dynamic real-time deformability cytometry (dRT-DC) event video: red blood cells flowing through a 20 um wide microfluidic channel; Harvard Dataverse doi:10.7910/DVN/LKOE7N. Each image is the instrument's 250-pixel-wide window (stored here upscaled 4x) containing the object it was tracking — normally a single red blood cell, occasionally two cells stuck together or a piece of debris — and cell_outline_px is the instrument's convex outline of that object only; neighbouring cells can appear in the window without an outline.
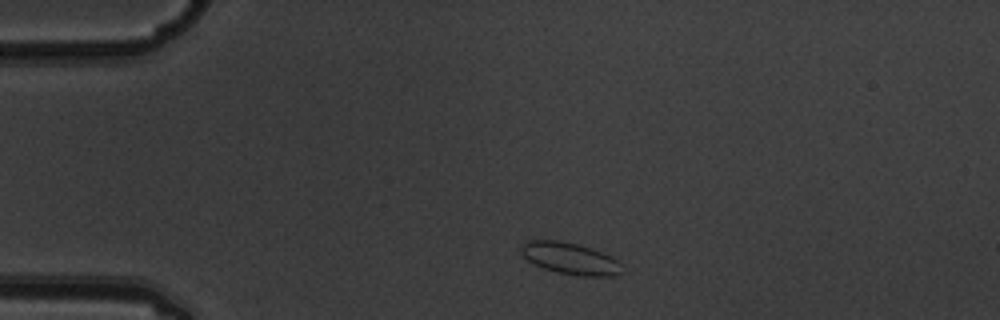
{"species": "common noctule bat (a hibernating species)", "species_latin": "Nyctalus noctula", "temperature_condition": "warm", "stored_images_in_passage": 2, "camera_frame_rate_fps": 3000, "um_per_image_px": 0.085, "animal": {"sex": "male", "body_mass_g": 19.5, "forearm_length_mm": 54.6}, "frame": {"image": 1, "passage_image": 1, "time_ms": 0.0, "image_size_px": [1000, 320], "cell_outline_px": [[624, 272], [616, 276], [580, 276], [556, 272], [544, 268], [528, 260], [520, 252], [520, 248], [524, 240], [560, 240], [592, 248], [612, 256], [620, 264]], "centroid_in_image_um": [48.47, 21.97], "position_along_channel_um": 36.5, "area_um2": 18.79}}